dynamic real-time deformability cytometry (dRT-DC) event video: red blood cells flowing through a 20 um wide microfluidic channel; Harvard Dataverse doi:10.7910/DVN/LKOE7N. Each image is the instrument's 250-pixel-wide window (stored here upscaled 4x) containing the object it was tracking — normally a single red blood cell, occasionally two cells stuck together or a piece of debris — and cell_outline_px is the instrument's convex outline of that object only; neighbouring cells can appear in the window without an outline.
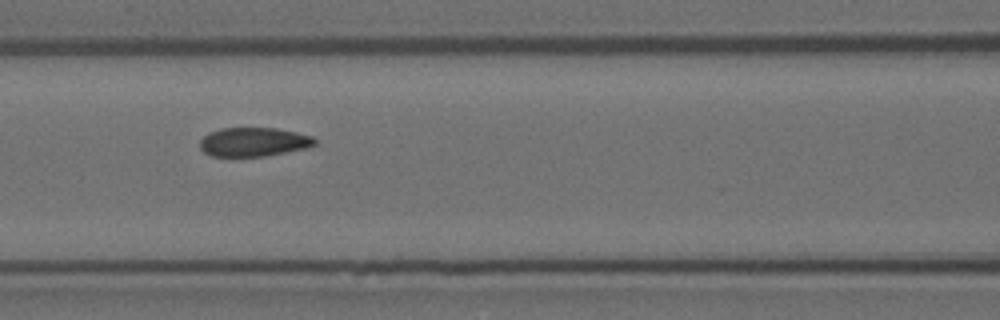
{"species": "Egyptian fruit bat (a non-hibernating species)", "species_latin": "Rousettus aegyptiacus", "temperature_condition": "room temperature", "stored_images_in_passage": 8, "camera_frame_rate_fps": 3000, "um_per_image_px": 0.085, "animal": {"sex": "female"}, "frame": {"image": 1, "passage_image": 7, "time_ms": 2.0, "image_size_px": [1000, 320], "cell_outline_px": [[316, 144], [308, 148], [264, 156], [212, 156], [204, 152], [200, 148], [200, 140], [208, 132], [220, 128], [276, 128], [296, 132], [312, 136], [316, 140]], "centroid_in_image_um": [21.56, 12.06], "position_along_channel_um": 145.0, "area_um2": 19.42}}
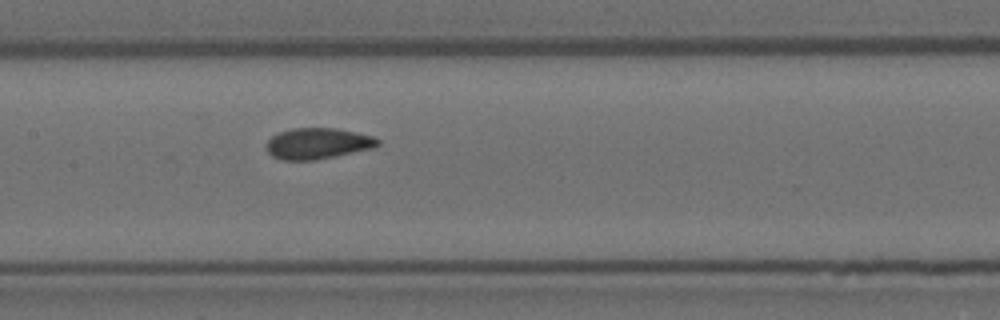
{"frame": {"image": 2, "passage_image": 8, "time_ms": 2.333, "image_size_px": [1000, 320], "cell_outline_px": [[380, 144], [376, 148], [316, 160], [284, 160], [272, 156], [268, 152], [268, 140], [272, 136], [280, 132], [292, 128], [336, 128], [356, 132], [372, 136], [380, 140]], "centroid_in_image_um": [27.06, 12.2], "position_along_channel_um": 180.3, "area_um2": 20.17}}